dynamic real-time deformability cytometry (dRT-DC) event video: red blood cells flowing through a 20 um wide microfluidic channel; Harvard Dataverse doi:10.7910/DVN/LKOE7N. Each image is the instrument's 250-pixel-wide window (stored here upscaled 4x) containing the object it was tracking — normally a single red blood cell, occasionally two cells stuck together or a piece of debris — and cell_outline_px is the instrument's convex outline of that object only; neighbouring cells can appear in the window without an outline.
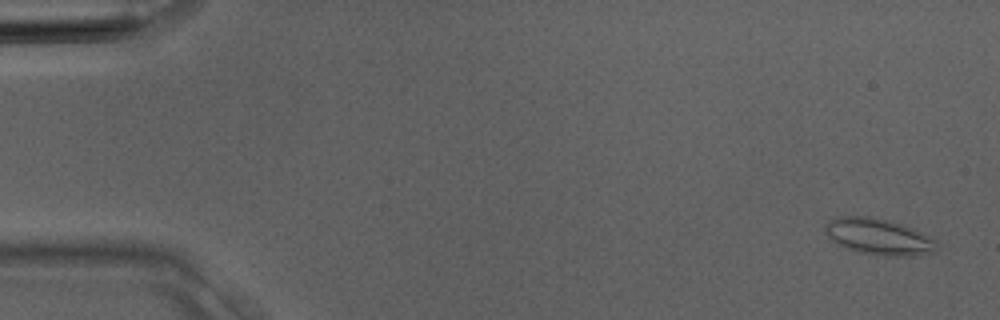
{"species": "Egyptian fruit bat (a non-hibernating species)", "species_latin": "Rousettus aegyptiacus", "temperature_condition": "room temperature", "stored_images_in_passage": 4, "camera_frame_rate_fps": 3000, "um_per_image_px": 0.085, "animal": {"sex": "male"}, "frame": {"image": 1, "passage_image": 1, "time_ms": 0.0, "image_size_px": [1000, 320], "cell_outline_px": [[936, 252], [916, 256], [884, 256], [860, 252], [848, 248], [832, 240], [824, 232], [824, 224], [836, 216], [872, 216], [888, 220], [916, 228], [936, 240]], "centroid_in_image_um": [74.72, 20.1], "position_along_channel_um": 10.3, "area_um2": 23.87}}